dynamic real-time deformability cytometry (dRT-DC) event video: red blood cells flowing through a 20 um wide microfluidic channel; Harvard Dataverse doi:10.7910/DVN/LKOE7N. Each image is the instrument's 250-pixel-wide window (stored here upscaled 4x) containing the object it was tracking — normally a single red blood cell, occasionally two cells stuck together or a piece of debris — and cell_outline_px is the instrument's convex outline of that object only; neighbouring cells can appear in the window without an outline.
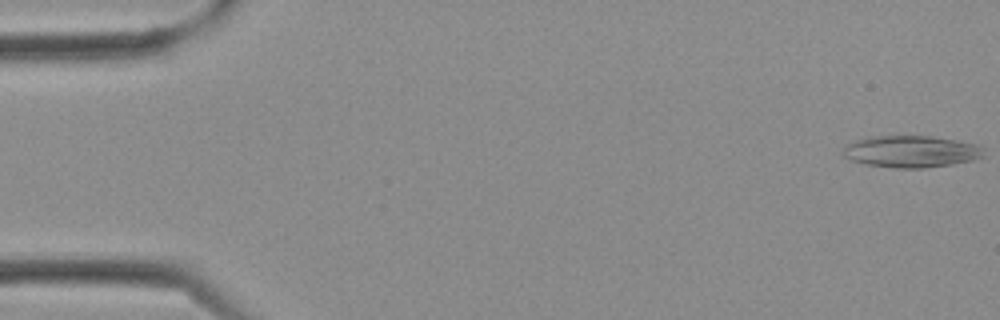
{"species": "Egyptian fruit bat (a non-hibernating species)", "species_latin": "Rousettus aegyptiacus", "temperature_condition": "cold", "stored_images_in_passage": 13, "camera_frame_rate_fps": 3000, "um_per_image_px": 0.085, "frame": {"image": 1, "passage_image": 1, "time_ms": 0.0, "image_size_px": [1000, 320], "cell_outline_px": [[984, 156], [972, 160], [952, 164], [924, 168], [896, 168], [864, 164], [852, 160], [844, 156], [840, 148], [844, 144], [852, 140], [868, 136], [932, 136], [980, 144], [984, 148]], "centroid_in_image_um": [77.4, 12.86], "position_along_channel_um": 7.6, "area_um2": 26.59}}
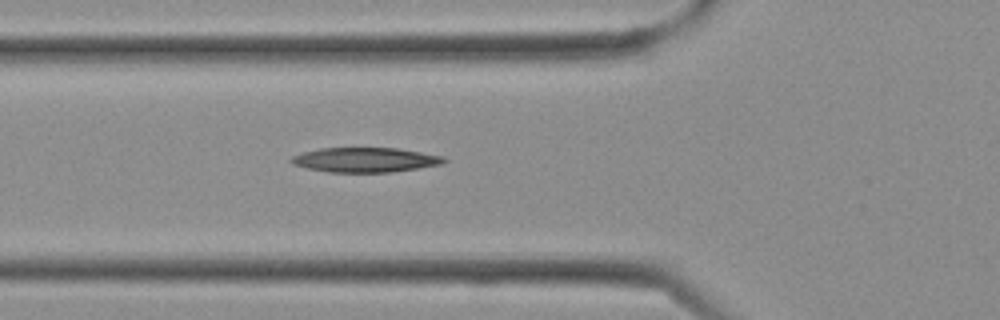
{"frame": {"image": 2, "passage_image": 11, "time_ms": 3.333, "image_size_px": [1000, 320], "cell_outline_px": [[448, 160], [444, 164], [392, 172], [328, 172], [308, 168], [292, 164], [288, 160], [292, 156], [304, 152], [320, 148], [396, 148], [444, 156]], "centroid_in_image_um": [31.06, 13.59], "position_along_channel_um": 94.7, "area_um2": 21.96}}
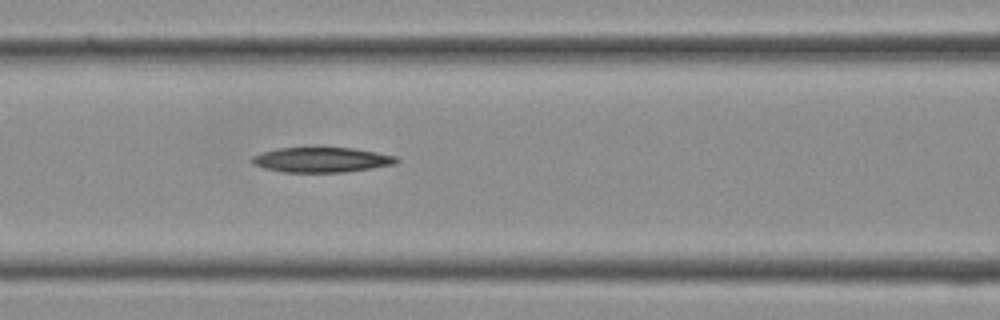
{"frame": {"image": 3, "passage_image": 13, "time_ms": 4.0, "image_size_px": [1000, 320], "cell_outline_px": [[400, 160], [396, 164], [344, 172], [284, 172], [264, 168], [252, 164], [248, 160], [252, 156], [276, 148], [352, 148], [376, 152], [396, 156]], "centroid_in_image_um": [27.31, 13.58], "position_along_channel_um": 139.3, "area_um2": 20.98}}